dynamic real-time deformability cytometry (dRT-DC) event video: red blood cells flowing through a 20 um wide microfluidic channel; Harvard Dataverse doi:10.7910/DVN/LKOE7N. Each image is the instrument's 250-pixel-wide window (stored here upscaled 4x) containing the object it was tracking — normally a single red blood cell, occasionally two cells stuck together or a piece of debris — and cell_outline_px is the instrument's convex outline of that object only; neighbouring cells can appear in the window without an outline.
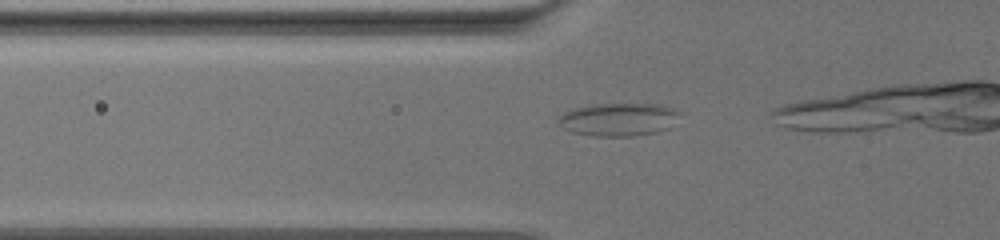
{"species": "common noctule bat (a hibernating species)", "species_latin": "Nyctalus noctula", "temperature_condition": "warm", "stored_images_in_passage": 9, "camera_frame_rate_fps": 3000, "um_per_image_px": 0.085, "animal": {"sex": "female", "body_mass_g": 19.5, "forearm_length_mm": 54.1}, "frame": {"image": 1, "passage_image": 3, "time_ms": 0.667, "image_size_px": [1000, 240], "cell_outline_px": [[680, 112], [668, 128], [656, 132], [632, 136], [592, 136], [572, 132], [564, 128], [556, 120], [564, 112], [572, 108], [592, 104], [660, 104], [672, 108]], "centroid_in_image_um": [52.52, 10.15], "position_along_channel_um": 73.3, "area_um2": 23.24}}
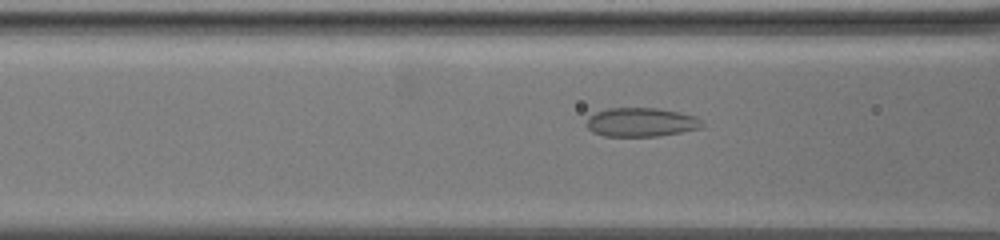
{"frame": {"image": 2, "passage_image": 7, "time_ms": 2.0, "image_size_px": [1000, 240], "cell_outline_px": [[704, 124], [700, 128], [680, 132], [656, 136], [604, 136], [592, 132], [584, 124], [588, 116], [596, 112], [608, 108], [656, 108], [696, 116]], "centroid_in_image_um": [54.43, 10.39], "position_along_channel_um": 112.2, "area_um2": 19.42}}